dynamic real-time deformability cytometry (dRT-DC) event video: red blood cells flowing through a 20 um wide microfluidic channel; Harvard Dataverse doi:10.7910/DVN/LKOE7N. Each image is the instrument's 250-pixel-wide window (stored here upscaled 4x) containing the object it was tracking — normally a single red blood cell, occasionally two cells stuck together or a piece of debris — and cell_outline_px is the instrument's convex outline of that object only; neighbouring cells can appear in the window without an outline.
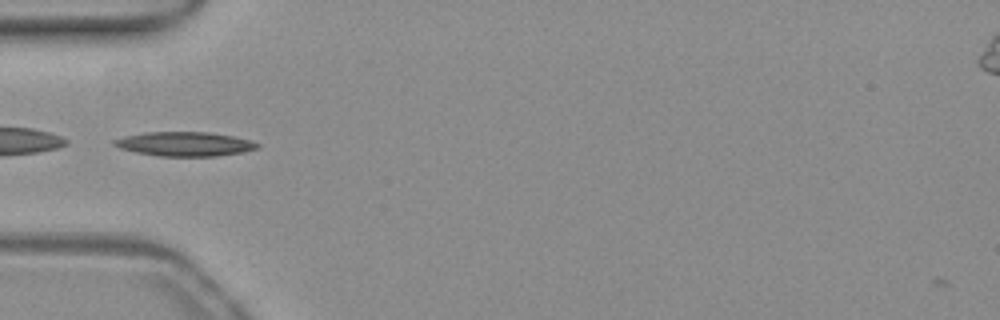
{"species": "common noctule bat (a hibernating species)", "species_latin": "Nyctalus noctula", "temperature_condition": "warm", "stored_images_in_passage": 36, "camera_frame_rate_fps": 3000, "um_per_image_px": 0.085, "animal": {"sex": "female", "body_mass_g": 19.3, "forearm_length_mm": 54.1}, "frame": {"image": 1, "passage_image": 2, "time_ms": 0.333, "image_size_px": [1000, 320], "cell_outline_px": [[260, 144], [256, 148], [244, 152], [216, 156], [160, 156], [136, 152], [120, 148], [112, 144], [112, 140], [124, 136], [144, 132], [208, 132], [232, 136], [252, 140]], "centroid_in_image_um": [15.69, 12.23], "position_along_channel_um": 69.3, "area_um2": 20.23}}
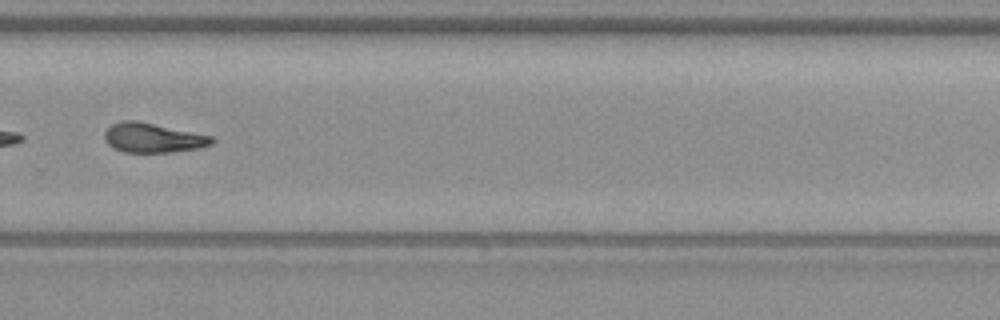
{"frame": {"image": 2, "passage_image": 21, "time_ms": 6.667, "image_size_px": [1000, 320], "cell_outline_px": [[216, 140], [212, 144], [200, 148], [168, 152], [124, 152], [112, 148], [104, 140], [104, 132], [112, 124], [120, 120], [136, 120], [212, 136]], "centroid_in_image_um": [12.97, 11.71], "position_along_channel_um": 316.8, "area_um2": 18.5}, "authors_computed_cell_mechanics": {"area_um2": 18.8717, "velocity_mm_per_s": 3.9065, "shape_relaxation_time_tau1_ms": 5.5526, "shape_relaxation_time_tau2_ms": null, "deformation_change_tau1": 0.1815, "deformation_change_tau2": null}}